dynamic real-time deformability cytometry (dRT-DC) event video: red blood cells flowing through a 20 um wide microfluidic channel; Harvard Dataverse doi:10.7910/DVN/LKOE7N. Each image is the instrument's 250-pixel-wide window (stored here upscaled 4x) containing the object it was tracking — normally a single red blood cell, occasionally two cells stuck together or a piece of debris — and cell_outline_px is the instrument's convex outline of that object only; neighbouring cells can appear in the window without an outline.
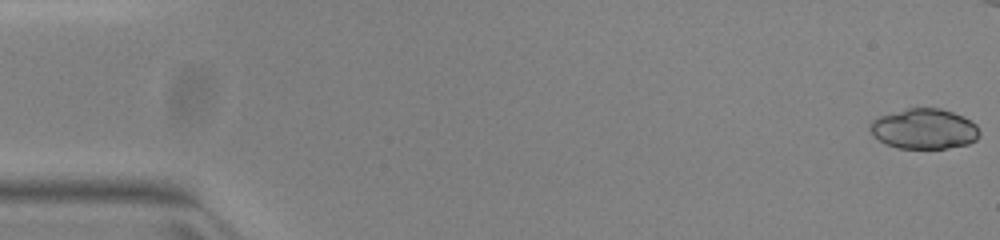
{"species": "common noctule bat (a hibernating species)", "species_latin": "Nyctalus noctula", "temperature_condition": "warm", "stored_images_in_passage": 43, "camera_frame_rate_fps": 3000, "um_per_image_px": 0.085, "animal": {"sex": "female", "body_mass_g": 23.0, "forearm_length_mm": 53.4}, "frame": {"image": 1, "passage_image": 1, "time_ms": 0.0, "image_size_px": [1000, 240], "cell_outline_px": [[980, 136], [976, 140], [968, 144], [944, 148], [896, 148], [872, 136], [868, 128], [872, 120], [880, 116], [908, 108], [940, 108], [964, 116], [976, 124], [980, 132]], "centroid_in_image_um": [78.56, 10.95], "position_along_channel_um": 6.4, "area_um2": 25.72}}
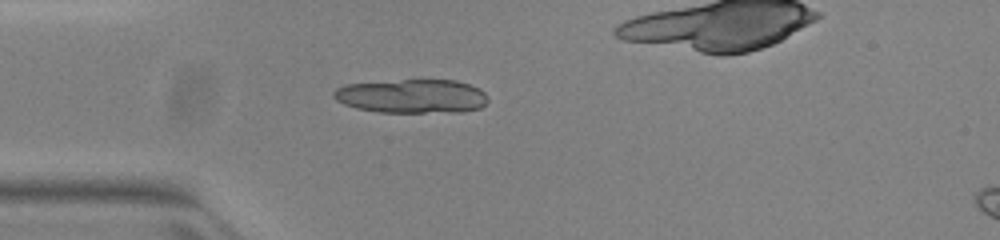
{"frame": {"image": 2, "passage_image": 15, "time_ms": 4.667, "image_size_px": [1000, 240], "cell_outline_px": [[488, 100], [480, 108], [460, 112], [380, 112], [356, 108], [344, 104], [336, 100], [332, 96], [332, 92], [336, 88], [344, 84], [404, 80], [456, 80], [480, 88], [488, 96]], "centroid_in_image_um": [35.01, 8.17], "position_along_channel_um": 50.0, "area_um2": 30.58}}